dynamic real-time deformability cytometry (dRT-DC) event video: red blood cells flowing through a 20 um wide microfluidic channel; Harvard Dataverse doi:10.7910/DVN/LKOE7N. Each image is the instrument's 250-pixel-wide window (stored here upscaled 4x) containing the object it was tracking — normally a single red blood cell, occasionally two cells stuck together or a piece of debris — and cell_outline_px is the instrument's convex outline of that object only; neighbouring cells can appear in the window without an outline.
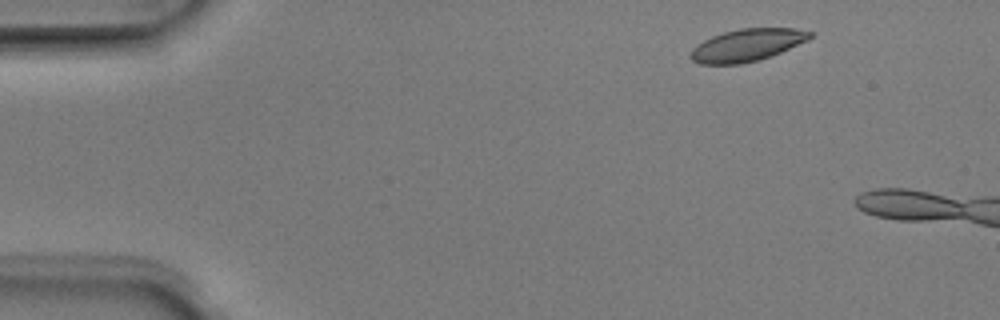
{"species": "Egyptian fruit bat (a non-hibernating species)", "species_latin": "Rousettus aegyptiacus", "temperature_condition": "room temperature", "stored_images_in_passage": 5, "camera_frame_rate_fps": 3000, "um_per_image_px": 0.085, "animal": {"sex": "male"}, "frame": {"image": 1, "passage_image": 2, "time_ms": 0.333, "image_size_px": [1000, 320], "cell_outline_px": [[812, 36], [808, 40], [780, 52], [756, 60], [740, 64], [700, 64], [692, 60], [688, 56], [692, 48], [696, 44], [712, 36], [724, 32], [740, 28], [792, 28], [812, 32]], "centroid_in_image_um": [63.44, 3.83], "position_along_channel_um": 21.6, "area_um2": 22.31}}